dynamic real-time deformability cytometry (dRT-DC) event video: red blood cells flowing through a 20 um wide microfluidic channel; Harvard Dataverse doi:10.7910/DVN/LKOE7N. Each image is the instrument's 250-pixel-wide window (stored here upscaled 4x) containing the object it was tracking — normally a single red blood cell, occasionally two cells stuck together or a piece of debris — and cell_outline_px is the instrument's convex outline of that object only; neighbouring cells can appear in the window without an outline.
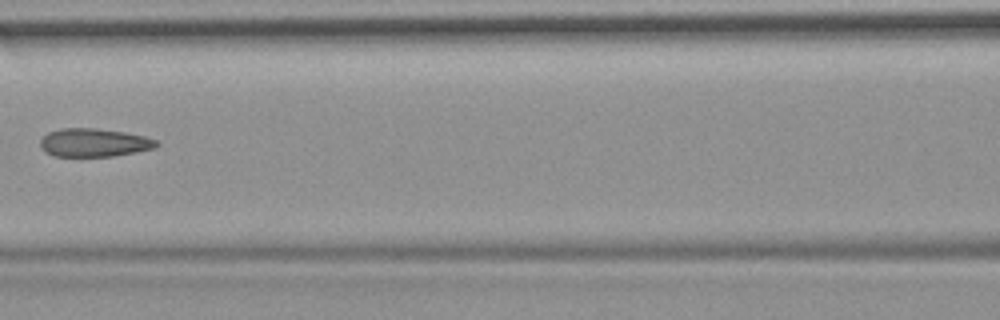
{"species": "common noctule bat (a hibernating species)", "species_latin": "Nyctalus noctula", "temperature_condition": "room temperature", "stored_images_in_passage": 8, "camera_frame_rate_fps": 3000, "um_per_image_px": 0.085, "animal": {"sex": "female", "body_mass_g": 19.9}, "frame": {"image": 1, "passage_image": 7, "time_ms": 7.0, "image_size_px": [1000, 320], "cell_outline_px": [[160, 144], [156, 148], [136, 152], [112, 156], [56, 156], [44, 152], [40, 144], [40, 140], [48, 132], [60, 128], [96, 128], [124, 132], [144, 136], [156, 140]], "centroid_in_image_um": [8.0, 12.12], "position_along_channel_um": 158.6, "area_um2": 19.19}}
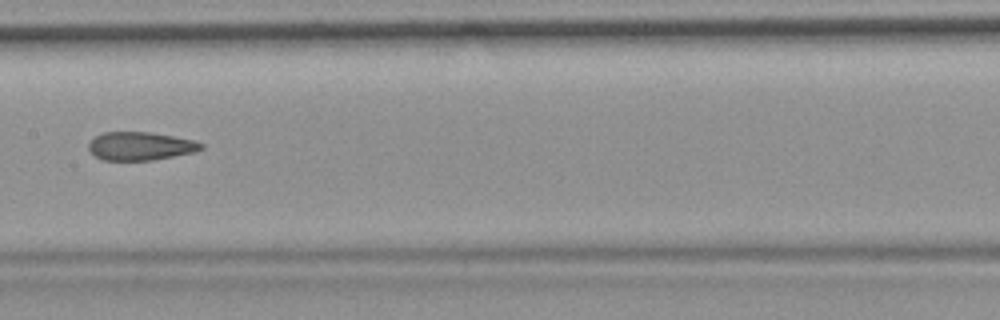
{"frame": {"image": 2, "passage_image": 8, "time_ms": 8.0, "image_size_px": [1000, 320], "cell_outline_px": [[204, 148], [196, 152], [152, 160], [100, 160], [88, 148], [88, 144], [96, 136], [104, 132], [148, 132], [196, 140], [204, 144]], "centroid_in_image_um": [11.97, 12.42], "position_along_channel_um": 195.4, "area_um2": 18.55}}